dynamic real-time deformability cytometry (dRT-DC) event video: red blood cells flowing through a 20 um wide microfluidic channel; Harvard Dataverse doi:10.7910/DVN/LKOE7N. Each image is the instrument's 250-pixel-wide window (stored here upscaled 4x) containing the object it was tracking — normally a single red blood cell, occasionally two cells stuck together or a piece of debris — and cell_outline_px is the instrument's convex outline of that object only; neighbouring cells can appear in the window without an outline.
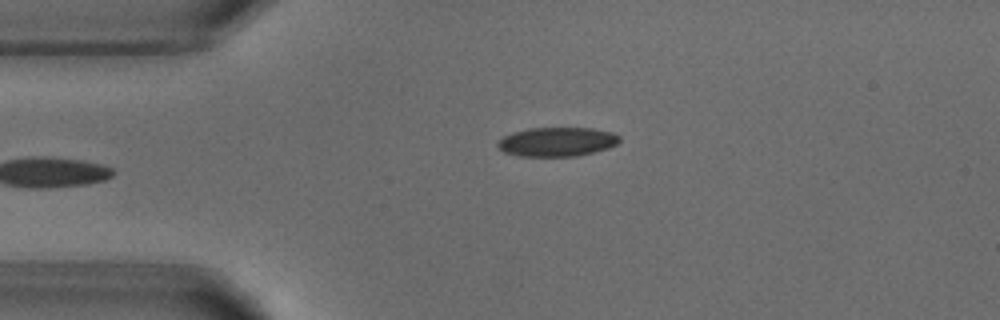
{"species": "common noctule bat (a hibernating species)", "species_latin": "Nyctalus noctula", "temperature_condition": "warm", "stored_images_in_passage": 4, "camera_frame_rate_fps": 3000, "um_per_image_px": 0.085, "animal": {"sex": "male", "body_mass_g": 18.8}, "frame": {"image": 1, "passage_image": 4, "time_ms": 3.667, "image_size_px": [1000, 320], "cell_outline_px": [[620, 140], [616, 144], [608, 148], [576, 156], [520, 156], [504, 152], [496, 144], [504, 136], [512, 132], [528, 128], [592, 128], [612, 132], [620, 136]], "centroid_in_image_um": [47.35, 12.04], "position_along_channel_um": 37.7, "area_um2": 20.58}}